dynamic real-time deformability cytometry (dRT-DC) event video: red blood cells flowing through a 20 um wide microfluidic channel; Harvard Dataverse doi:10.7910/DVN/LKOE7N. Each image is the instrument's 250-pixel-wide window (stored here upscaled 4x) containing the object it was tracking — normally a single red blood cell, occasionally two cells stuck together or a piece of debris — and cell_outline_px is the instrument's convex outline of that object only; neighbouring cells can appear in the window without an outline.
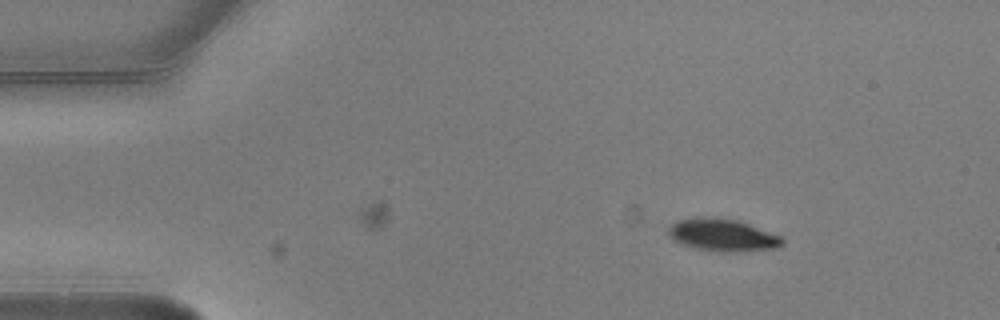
{"species": "common noctule bat (a hibernating species)", "species_latin": "Nyctalus noctula", "temperature_condition": "warm", "stored_images_in_passage": 3, "camera_frame_rate_fps": 3000, "um_per_image_px": 0.085, "animal": {"sex": "male", "body_mass_g": 20.5, "forearm_length_mm": 52.5}, "frame": {"image": 1, "passage_image": 1, "time_ms": 0.0, "image_size_px": [1000, 320], "cell_outline_px": [[784, 244], [780, 248], [732, 252], [720, 252], [696, 248], [680, 244], [672, 240], [668, 232], [668, 228], [676, 220], [700, 216], [736, 220], [748, 224], [780, 236], [784, 240]], "centroid_in_image_um": [61.39, 19.99], "position_along_channel_um": 23.6, "area_um2": 21.5}}